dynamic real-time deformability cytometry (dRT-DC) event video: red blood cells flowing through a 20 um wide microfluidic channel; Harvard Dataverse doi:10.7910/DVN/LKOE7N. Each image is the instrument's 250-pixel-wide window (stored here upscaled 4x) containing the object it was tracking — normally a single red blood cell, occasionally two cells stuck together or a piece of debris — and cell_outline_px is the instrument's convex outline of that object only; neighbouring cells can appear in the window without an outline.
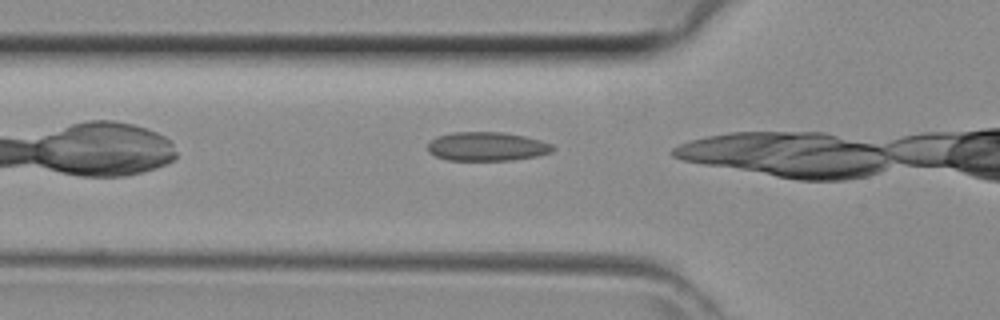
{"species": "common noctule bat (a hibernating species)", "species_latin": "Nyctalus noctula", "temperature_condition": "room temperature", "stored_images_in_passage": 4, "camera_frame_rate_fps": 3000, "um_per_image_px": 0.085, "animal": {"sex": "female", "body_mass_g": 29.2, "forearm_length_mm": 56.3}, "frame": {"image": 1, "passage_image": 3, "time_ms": 0.667, "image_size_px": [1000, 320], "cell_outline_px": [[556, 148], [552, 152], [536, 156], [512, 160], [448, 160], [436, 156], [428, 152], [428, 144], [436, 136], [452, 132], [504, 132], [524, 136], [540, 140], [552, 144]], "centroid_in_image_um": [41.4, 12.44], "position_along_channel_um": 84.4, "area_um2": 21.1}}